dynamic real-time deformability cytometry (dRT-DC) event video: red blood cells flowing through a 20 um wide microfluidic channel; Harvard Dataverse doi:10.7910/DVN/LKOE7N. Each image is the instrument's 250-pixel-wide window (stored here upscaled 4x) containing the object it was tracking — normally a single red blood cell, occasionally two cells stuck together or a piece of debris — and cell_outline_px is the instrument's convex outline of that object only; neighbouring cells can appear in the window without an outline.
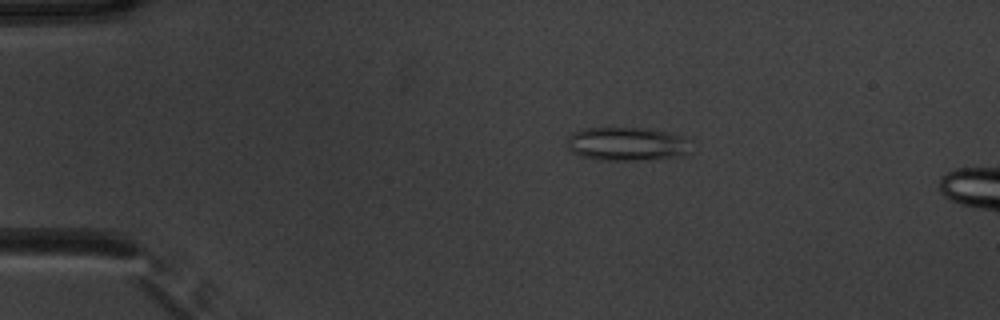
{"species": "common noctule bat (a hibernating species)", "species_latin": "Nyctalus noctula", "temperature_condition": "warm", "stored_images_in_passage": 8, "camera_frame_rate_fps": 3000, "um_per_image_px": 0.085, "animal": {"sex": "male", "body_mass_g": 20.1, "forearm_length_mm": 53.5}, "frame": {"image": 1, "passage_image": 1, "time_ms": 0.0, "image_size_px": [1000, 320], "cell_outline_px": [[688, 152], [676, 156], [656, 160], [596, 160], [572, 152], [568, 148], [568, 136], [572, 132], [588, 128], [640, 128], [668, 132], [680, 136], [684, 140]], "centroid_in_image_um": [53.2, 12.25], "position_along_channel_um": 31.8, "area_um2": 23.81}}